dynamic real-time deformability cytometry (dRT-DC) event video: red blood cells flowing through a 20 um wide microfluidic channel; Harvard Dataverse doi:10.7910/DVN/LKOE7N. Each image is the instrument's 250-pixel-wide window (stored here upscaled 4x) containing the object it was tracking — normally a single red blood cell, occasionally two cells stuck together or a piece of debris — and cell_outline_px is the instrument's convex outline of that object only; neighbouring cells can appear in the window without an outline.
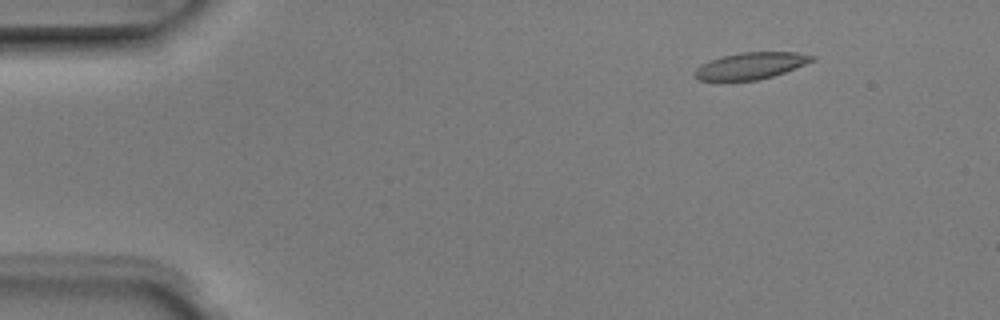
{"species": "Egyptian fruit bat (a non-hibernating species)", "species_latin": "Rousettus aegyptiacus", "temperature_condition": "room temperature", "stored_images_in_passage": 4, "camera_frame_rate_fps": 3000, "um_per_image_px": 0.085, "animal": {"sex": "male"}, "frame": {"image": 1, "passage_image": 2, "time_ms": 0.333, "image_size_px": [1000, 320], "cell_outline_px": [[816, 60], [784, 72], [772, 76], [756, 80], [696, 80], [696, 68], [700, 64], [720, 56], [740, 52], [796, 52], [816, 56]], "centroid_in_image_um": [63.83, 5.57], "position_along_channel_um": 21.2, "area_um2": 18.15}}
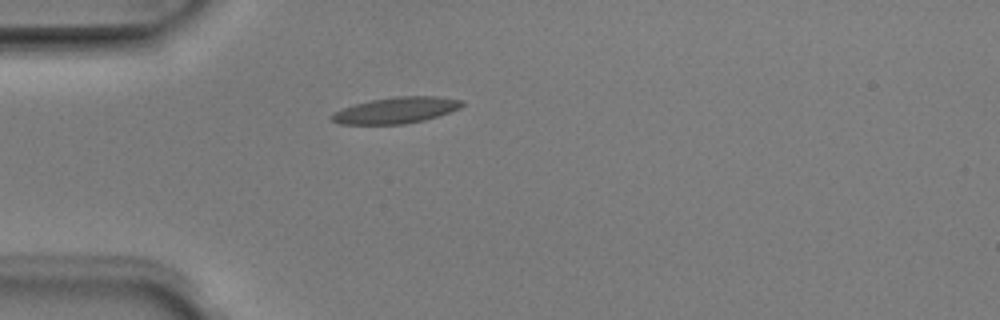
{"frame": {"image": 2, "passage_image": 4, "time_ms": 1.0, "image_size_px": [1000, 320], "cell_outline_px": [[464, 104], [460, 108], [424, 120], [404, 124], [340, 124], [332, 120], [328, 116], [332, 112], [356, 104], [372, 100], [396, 96], [436, 96], [464, 100]], "centroid_in_image_um": [33.66, 9.37], "position_along_channel_um": 51.3, "area_um2": 19.77}}